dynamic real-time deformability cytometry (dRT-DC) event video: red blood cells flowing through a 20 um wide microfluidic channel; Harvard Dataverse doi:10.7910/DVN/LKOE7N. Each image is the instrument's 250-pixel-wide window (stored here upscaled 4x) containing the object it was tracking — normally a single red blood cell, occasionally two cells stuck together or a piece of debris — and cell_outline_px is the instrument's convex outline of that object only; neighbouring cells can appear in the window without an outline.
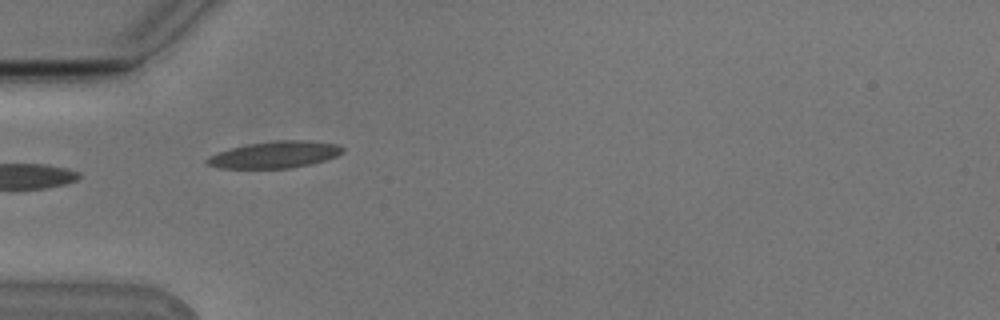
{"species": "Egyptian fruit bat (a non-hibernating species)", "species_latin": "Rousettus aegyptiacus", "temperature_condition": "cold", "stored_images_in_passage": 25, "camera_frame_rate_fps": 3000, "um_per_image_px": 0.085, "animal": {"sex": "male"}, "frame": {"image": 1, "passage_image": 1, "time_ms": 0.0, "image_size_px": [1000, 320], "cell_outline_px": [[344, 152], [336, 156], [324, 160], [308, 164], [288, 168], [216, 168], [208, 164], [204, 160], [208, 156], [216, 152], [248, 144], [276, 140], [308, 140], [336, 144], [344, 148]], "centroid_in_image_um": [23.33, 13.14], "position_along_channel_um": 61.7, "area_um2": 21.04}}